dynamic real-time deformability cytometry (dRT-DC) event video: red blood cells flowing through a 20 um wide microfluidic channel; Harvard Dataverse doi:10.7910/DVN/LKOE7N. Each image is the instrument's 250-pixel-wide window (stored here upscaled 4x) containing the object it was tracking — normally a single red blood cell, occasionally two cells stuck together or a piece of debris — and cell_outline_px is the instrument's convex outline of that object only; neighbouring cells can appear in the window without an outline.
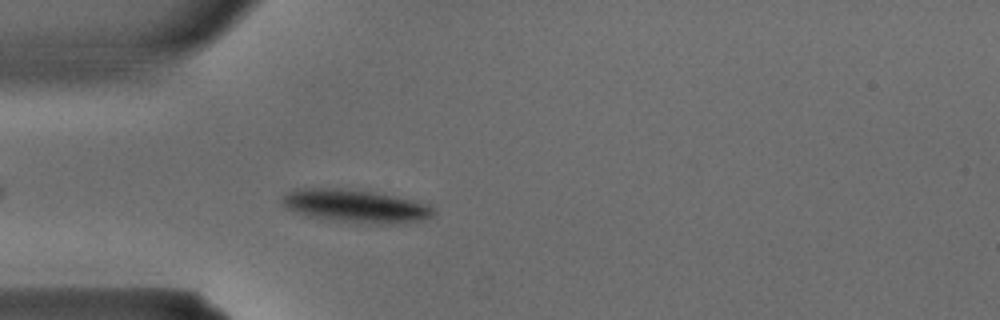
{"species": "common noctule bat (a hibernating species)", "species_latin": "Nyctalus noctula", "temperature_condition": "warm", "stored_images_in_passage": 28, "camera_frame_rate_fps": 3000, "um_per_image_px": 0.085, "animal": {"sex": "male", "body_mass_g": 15.6}, "frame": {"image": 1, "passage_image": 3, "time_ms": 0.667, "image_size_px": [1000, 320], "cell_outline_px": [[436, 216], [420, 220], [392, 224], [376, 224], [340, 220], [312, 216], [288, 208], [280, 200], [280, 196], [296, 188], [340, 188], [372, 192], [412, 200], [428, 204], [436, 212]], "centroid_in_image_um": [30.26, 17.5], "position_along_channel_um": 54.7, "area_um2": 28.5}}
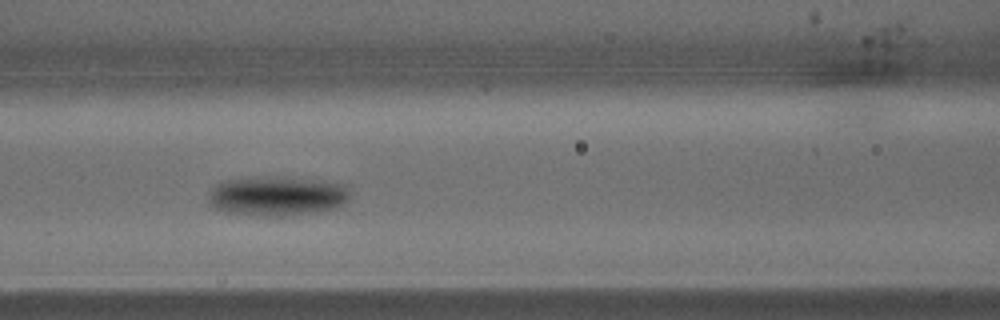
{"frame": {"image": 2, "passage_image": 8, "time_ms": 2.333, "image_size_px": [1000, 320], "cell_outline_px": [[352, 196], [344, 204], [336, 208], [316, 212], [280, 216], [260, 216], [224, 212], [212, 208], [208, 204], [208, 196], [212, 188], [216, 184], [224, 180], [256, 176], [284, 176], [324, 180], [352, 184]], "centroid_in_image_um": [23.62, 16.63], "position_along_channel_um": 143.0, "area_um2": 34.04}}
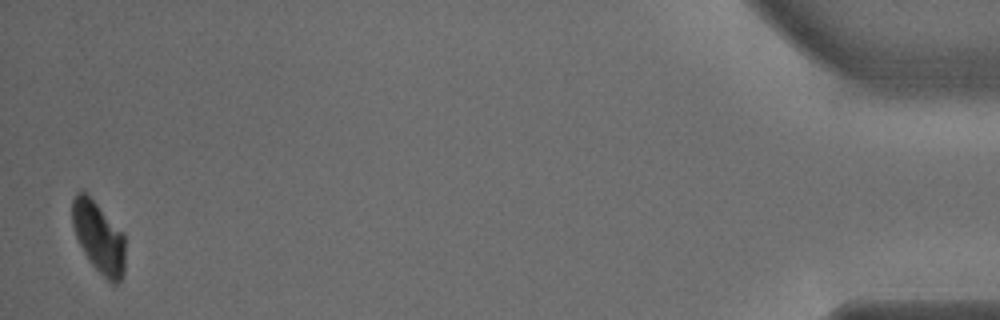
{"frame": {"image": 3, "passage_image": 28, "time_ms": 9.0, "image_size_px": [1000, 320], "cell_outline_px": [[124, 272], [120, 280], [116, 284], [112, 284], [92, 264], [84, 252], [76, 236], [72, 224], [72, 200], [76, 192], [84, 192], [124, 232]], "centroid_in_image_um": [8.4, 20.18], "position_along_channel_um": 426.8, "area_um2": 21.56}}